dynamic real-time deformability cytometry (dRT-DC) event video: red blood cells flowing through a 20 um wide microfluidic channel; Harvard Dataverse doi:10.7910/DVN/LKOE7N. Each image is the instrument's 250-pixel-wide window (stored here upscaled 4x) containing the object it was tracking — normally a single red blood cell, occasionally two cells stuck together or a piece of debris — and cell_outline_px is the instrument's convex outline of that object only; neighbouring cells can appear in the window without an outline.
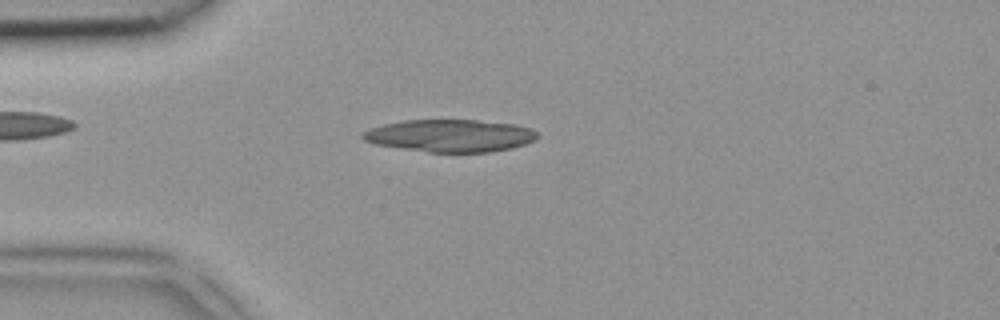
{"species": "common noctule bat (a hibernating species)", "species_latin": "Nyctalus noctula", "temperature_condition": "room temperature", "stored_images_in_passage": 3, "camera_frame_rate_fps": 3000, "um_per_image_px": 0.085, "animal": {"sex": "female", "body_mass_g": 18.4}, "frame": {"image": 1, "passage_image": 3, "time_ms": 0.667, "image_size_px": [1000, 320], "cell_outline_px": [[536, 140], [512, 148], [492, 152], [428, 152], [376, 144], [364, 140], [360, 136], [368, 128], [384, 124], [404, 120], [476, 120], [516, 124], [532, 128], [536, 132]], "centroid_in_image_um": [38.28, 11.53], "position_along_channel_um": 46.7, "area_um2": 33.0}}